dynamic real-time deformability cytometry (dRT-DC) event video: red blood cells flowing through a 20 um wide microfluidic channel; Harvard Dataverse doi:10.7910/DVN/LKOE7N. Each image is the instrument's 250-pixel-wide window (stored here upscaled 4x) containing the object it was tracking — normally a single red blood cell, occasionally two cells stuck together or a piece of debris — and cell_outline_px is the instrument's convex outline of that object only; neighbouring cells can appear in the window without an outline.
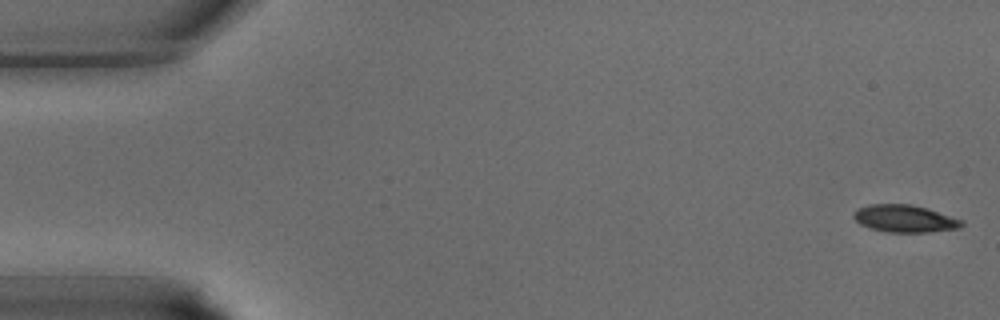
{"species": "common noctule bat (a hibernating species)", "species_latin": "Nyctalus noctula", "temperature_condition": "warm", "stored_images_in_passage": 39, "camera_frame_rate_fps": 3000, "um_per_image_px": 0.085, "animal": {"sex": "male", "body_mass_g": 15.6}, "frame": {"image": 1, "passage_image": 1, "time_ms": 0.0, "image_size_px": [1000, 320], "cell_outline_px": [[964, 224], [960, 228], [928, 232], [888, 232], [872, 228], [860, 224], [852, 216], [852, 212], [856, 208], [868, 204], [912, 204], [928, 208], [964, 220]], "centroid_in_image_um": [76.9, 18.56], "position_along_channel_um": 8.1, "area_um2": 17.4}}
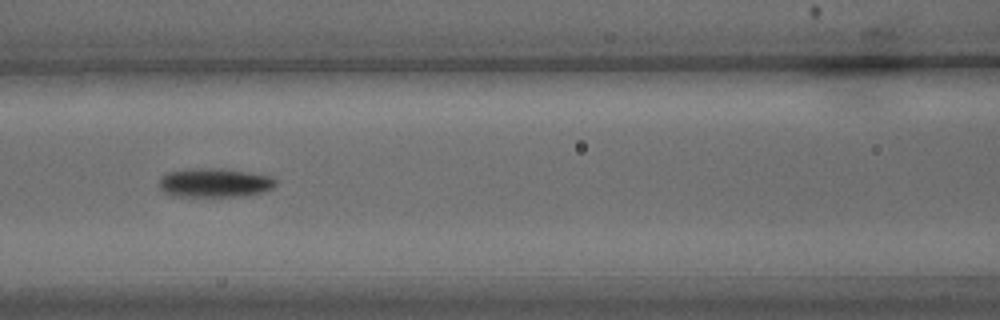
{"frame": {"image": 2, "passage_image": 17, "time_ms": 5.333, "image_size_px": [1000, 320], "cell_outline_px": [[276, 184], [272, 188], [260, 192], [240, 196], [172, 196], [164, 192], [160, 188], [160, 176], [168, 172], [188, 168], [224, 168], [272, 176], [276, 180]], "centroid_in_image_um": [18.21, 15.52], "position_along_channel_um": 148.4, "area_um2": 19.77}}
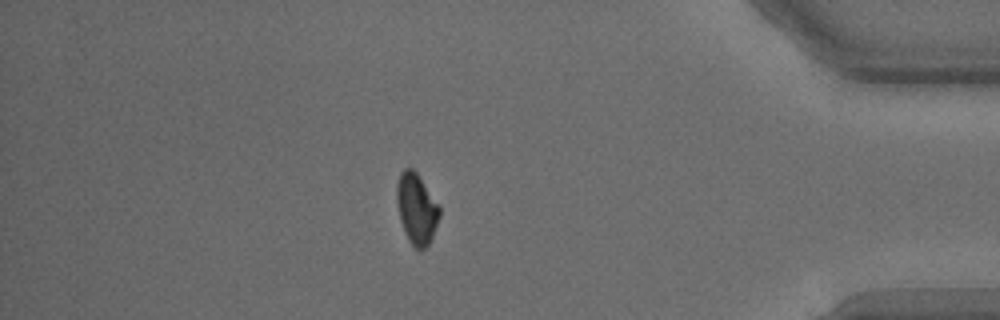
{"frame": {"image": 3, "passage_image": 34, "time_ms": 11.0, "image_size_px": [1000, 320], "cell_outline_px": [[440, 216], [432, 236], [428, 244], [420, 252], [408, 240], [404, 232], [400, 220], [396, 200], [396, 184], [400, 172], [404, 168], [412, 168], [416, 172], [440, 208]], "centroid_in_image_um": [35.37, 17.74], "position_along_channel_um": 399.8, "area_um2": 17.46}}